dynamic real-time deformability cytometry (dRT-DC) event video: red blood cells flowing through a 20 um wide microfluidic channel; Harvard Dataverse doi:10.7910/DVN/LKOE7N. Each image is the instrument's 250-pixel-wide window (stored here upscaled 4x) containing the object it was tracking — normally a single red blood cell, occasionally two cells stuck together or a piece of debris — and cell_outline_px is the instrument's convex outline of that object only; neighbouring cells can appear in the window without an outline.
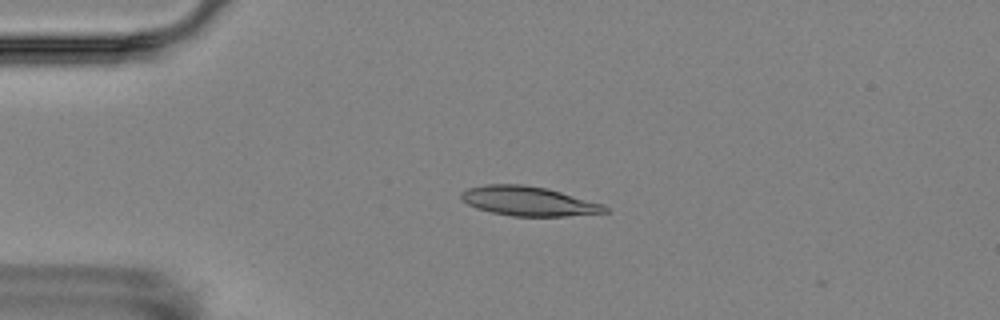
{"species": "Egyptian fruit bat (a non-hibernating species)", "species_latin": "Rousettus aegyptiacus", "temperature_condition": "room temperature", "stored_images_in_passage": 3, "camera_frame_rate_fps": 3000, "um_per_image_px": 0.085, "animal": {"sex": "female"}, "frame": {"image": 1, "passage_image": 3, "time_ms": 3.0, "image_size_px": [1000, 320], "cell_outline_px": [[608, 212], [564, 216], [512, 216], [492, 212], [476, 208], [460, 200], [460, 192], [468, 188], [488, 184], [524, 184], [548, 188], [604, 204], [608, 208]], "centroid_in_image_um": [44.91, 17.09], "position_along_channel_um": 40.1, "area_um2": 24.74}}